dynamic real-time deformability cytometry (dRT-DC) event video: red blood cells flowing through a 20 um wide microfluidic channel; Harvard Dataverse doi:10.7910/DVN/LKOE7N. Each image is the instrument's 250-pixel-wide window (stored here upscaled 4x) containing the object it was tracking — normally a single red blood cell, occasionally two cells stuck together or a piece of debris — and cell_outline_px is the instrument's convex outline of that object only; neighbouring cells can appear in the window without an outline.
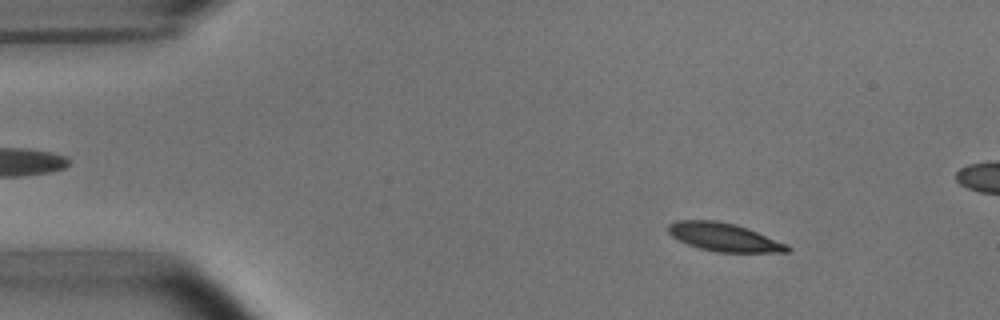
{"species": "common noctule bat (a hibernating species)", "species_latin": "Nyctalus noctula", "temperature_condition": "room temperature", "stored_images_in_passage": 50, "camera_frame_rate_fps": 3000, "um_per_image_px": 0.085, "animal": {"sex": "male", "body_mass_g": 15.6}, "frame": {"image": 1, "passage_image": 7, "time_ms": 2.0, "image_size_px": [1000, 320], "cell_outline_px": [[792, 248], [788, 252], [716, 252], [700, 248], [688, 244], [672, 236], [668, 232], [668, 224], [676, 220], [716, 220], [736, 224], [748, 228], [788, 244]], "centroid_in_image_um": [61.56, 20.15], "position_along_channel_um": 23.4, "area_um2": 19.65}}
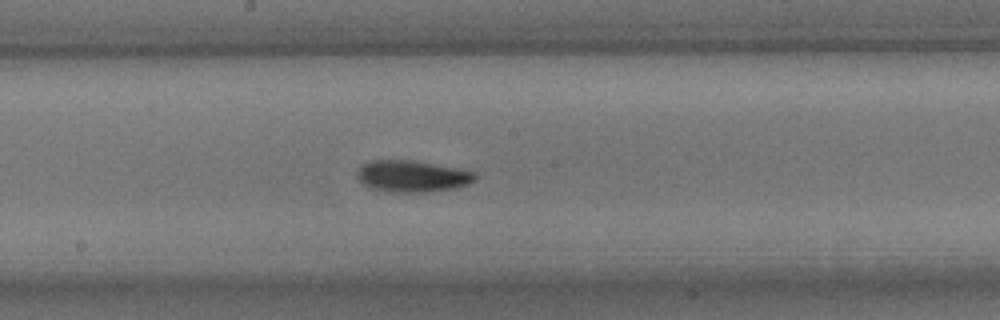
{"frame": {"image": 2, "passage_image": 28, "time_ms": 9.0, "image_size_px": [1000, 320], "cell_outline_px": [[476, 180], [468, 184], [456, 188], [424, 192], [388, 192], [372, 188], [364, 184], [356, 176], [356, 172], [360, 164], [368, 160], [412, 160], [456, 168], [476, 172]], "centroid_in_image_um": [35.01, 14.97], "position_along_channel_um": 213.2, "area_um2": 21.85}}
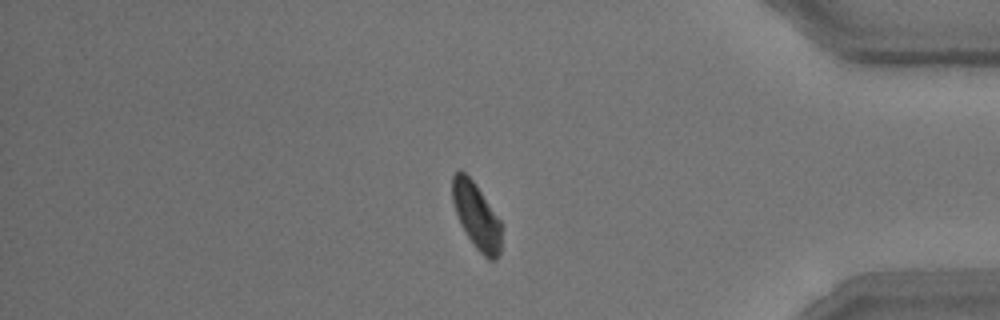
{"frame": {"image": 3, "passage_image": 45, "time_ms": 14.667, "image_size_px": [1000, 320], "cell_outline_px": [[500, 252], [496, 260], [488, 260], [476, 248], [460, 224], [452, 200], [452, 176], [460, 168], [472, 180], [500, 220]], "centroid_in_image_um": [40.47, 18.35], "position_along_channel_um": 394.7, "area_um2": 18.5}, "authors_computed_cell_mechanics": {"area_um2": 20.0855, "velocity_mm_per_s": 3.7263, "shape_relaxation_time_tau1_ms": 2.5074, "shape_relaxation_time_tau2_ms": 6.7393, "deformation_change_tau1": 0.1242, "deformation_change_tau2": 0.1236}}